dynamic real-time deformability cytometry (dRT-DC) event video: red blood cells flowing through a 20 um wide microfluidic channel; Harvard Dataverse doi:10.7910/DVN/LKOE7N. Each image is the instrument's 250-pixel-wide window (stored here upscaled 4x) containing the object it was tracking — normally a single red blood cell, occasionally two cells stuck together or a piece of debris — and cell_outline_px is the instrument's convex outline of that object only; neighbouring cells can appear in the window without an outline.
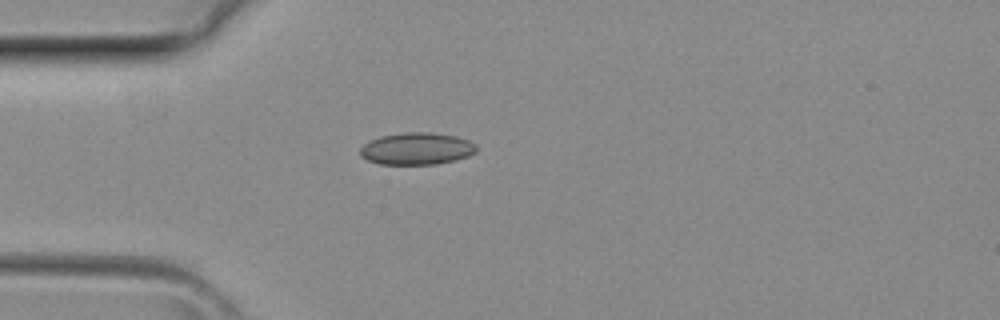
{"species": "common noctule bat (a hibernating species)", "species_latin": "Nyctalus noctula", "temperature_condition": "room temperature", "stored_images_in_passage": 24, "camera_frame_rate_fps": 3000, "um_per_image_px": 0.085, "animal": {"sex": "female", "body_mass_g": 29.2, "forearm_length_mm": 56.3}, "frame": {"image": 1, "passage_image": 1, "time_ms": 0.0, "image_size_px": [1000, 320], "cell_outline_px": [[476, 152], [468, 156], [456, 160], [436, 164], [380, 164], [368, 160], [360, 156], [360, 148], [364, 144], [380, 136], [404, 132], [432, 132], [456, 136], [468, 140], [476, 144]], "centroid_in_image_um": [35.43, 12.63], "position_along_channel_um": 49.6, "area_um2": 21.79}}
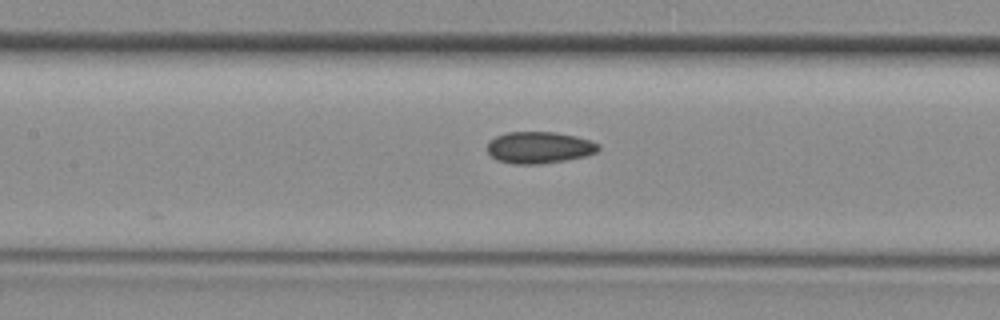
{"frame": {"image": 2, "passage_image": 8, "time_ms": 2.333, "image_size_px": [1000, 320], "cell_outline_px": [[600, 148], [596, 152], [584, 156], [564, 160], [540, 164], [512, 164], [496, 160], [488, 152], [488, 140], [496, 136], [508, 132], [556, 132], [576, 136], [592, 140], [600, 144]], "centroid_in_image_um": [45.83, 12.53], "position_along_channel_um": 161.6, "area_um2": 20.63}}
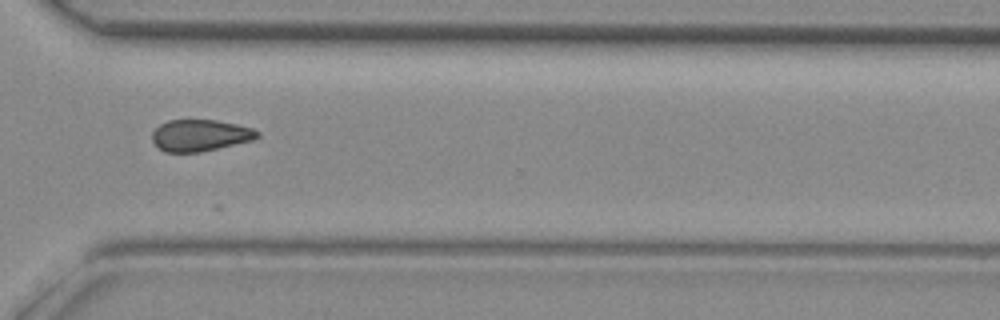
{"frame": {"image": 3, "passage_image": 19, "time_ms": 6.0, "image_size_px": [1000, 320], "cell_outline_px": [[260, 136], [256, 140], [200, 152], [164, 152], [152, 140], [152, 132], [160, 124], [168, 120], [216, 120], [236, 124], [252, 128], [260, 132]], "centroid_in_image_um": [17.05, 11.51], "position_along_channel_um": 353.6, "area_um2": 19.48}}